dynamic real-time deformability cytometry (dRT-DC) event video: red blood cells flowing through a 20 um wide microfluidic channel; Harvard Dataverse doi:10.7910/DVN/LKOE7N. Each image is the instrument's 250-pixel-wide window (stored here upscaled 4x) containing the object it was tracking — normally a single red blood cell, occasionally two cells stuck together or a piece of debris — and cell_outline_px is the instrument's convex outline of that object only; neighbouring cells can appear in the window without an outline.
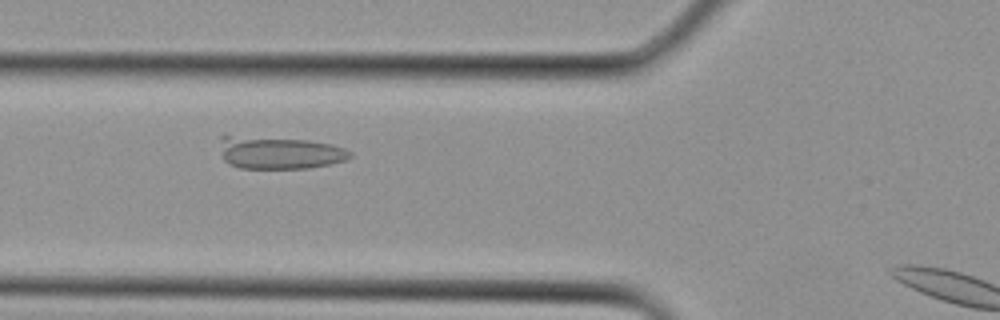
{"species": "Egyptian fruit bat (a non-hibernating species)", "species_latin": "Rousettus aegyptiacus", "temperature_condition": "cold", "stored_images_in_passage": 29, "camera_frame_rate_fps": 3000, "um_per_image_px": 0.085, "animal": {"sex": "female"}, "frame": {"image": 1, "passage_image": 12, "time_ms": 3.667, "image_size_px": [1000, 320], "cell_outline_px": [[352, 156], [348, 160], [308, 168], [240, 168], [228, 164], [224, 160], [220, 136], [228, 136], [308, 140], [332, 144], [344, 148], [352, 152]], "centroid_in_image_um": [23.8, 12.99], "position_along_channel_um": 102.0, "area_um2": 24.28}}
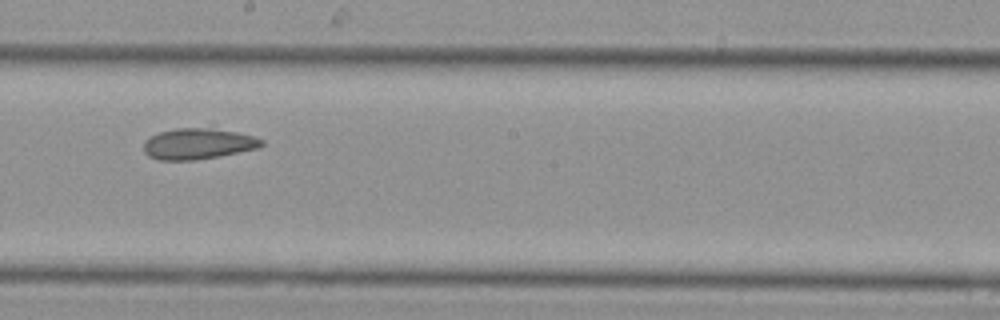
{"frame": {"image": 2, "passage_image": 18, "time_ms": 5.667, "image_size_px": [1000, 320], "cell_outline_px": [[264, 144], [260, 148], [216, 156], [192, 160], [160, 160], [148, 156], [144, 152], [144, 140], [160, 132], [176, 128], [208, 128], [236, 132], [252, 136], [264, 140]], "centroid_in_image_um": [16.82, 12.22], "position_along_channel_um": 231.4, "area_um2": 20.98}}
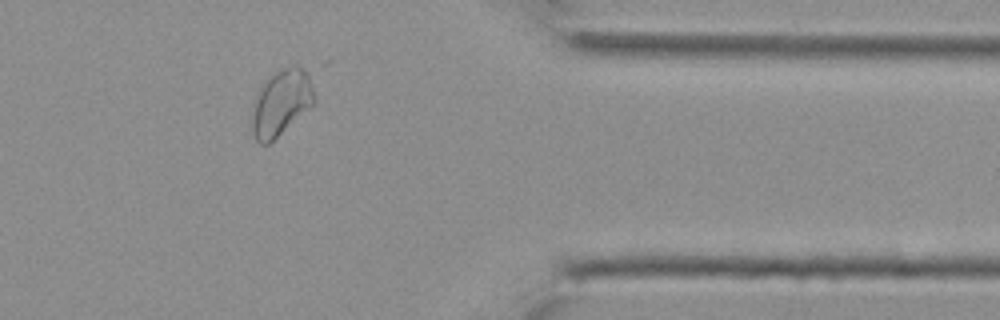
{"frame": {"image": 3, "passage_image": 26, "time_ms": 8.333, "image_size_px": [1000, 320], "cell_outline_px": [[316, 104], [268, 144], [260, 144], [256, 140], [252, 132], [252, 116], [256, 100], [260, 88], [272, 72], [280, 68], [296, 64], [304, 68], [308, 72], [316, 100]], "centroid_in_image_um": [23.95, 8.7], "position_along_channel_um": 387.5, "area_um2": 24.1}}